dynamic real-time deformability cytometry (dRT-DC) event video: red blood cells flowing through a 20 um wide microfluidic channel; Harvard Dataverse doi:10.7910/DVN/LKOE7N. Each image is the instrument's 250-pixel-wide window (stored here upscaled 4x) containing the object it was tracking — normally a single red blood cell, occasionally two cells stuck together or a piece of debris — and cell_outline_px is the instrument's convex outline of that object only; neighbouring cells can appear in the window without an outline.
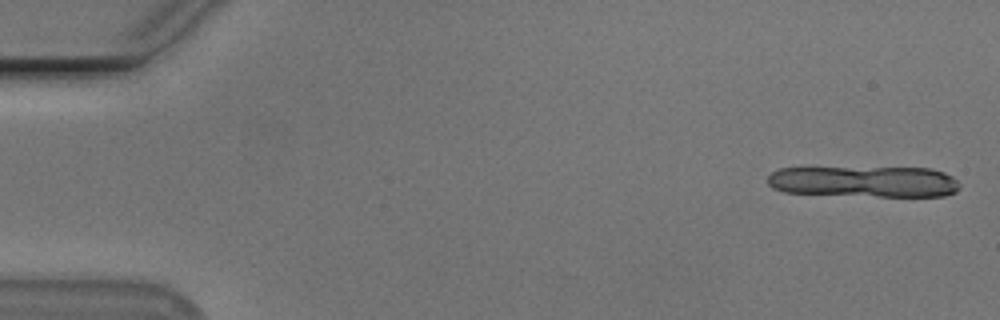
{"species": "Egyptian fruit bat (a non-hibernating species)", "species_latin": "Rousettus aegyptiacus", "temperature_condition": "cold", "stored_images_in_passage": 10, "camera_frame_rate_fps": 3000, "um_per_image_px": 0.085, "animal": {"sex": "male"}, "frame": {"image": 1, "passage_image": 2, "time_ms": 0.333, "image_size_px": [1000, 320], "cell_outline_px": [[960, 188], [956, 192], [944, 196], [880, 196], [784, 192], [772, 188], [768, 184], [768, 176], [772, 172], [780, 168], [932, 168], [944, 172], [952, 176], [960, 184]], "centroid_in_image_um": [73.51, 15.43], "position_along_channel_um": 11.5, "area_um2": 34.8}}